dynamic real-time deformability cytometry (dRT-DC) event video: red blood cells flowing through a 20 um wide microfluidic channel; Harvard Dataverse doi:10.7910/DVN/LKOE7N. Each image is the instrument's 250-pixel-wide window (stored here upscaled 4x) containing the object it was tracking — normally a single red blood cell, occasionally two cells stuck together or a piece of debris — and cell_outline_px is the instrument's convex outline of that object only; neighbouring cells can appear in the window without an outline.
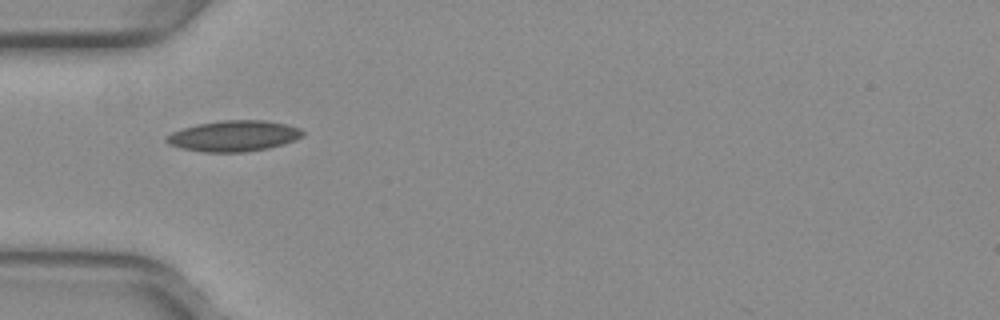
{"species": "common noctule bat (a hibernating species)", "species_latin": "Nyctalus noctula", "temperature_condition": "warm", "stored_images_in_passage": 37, "camera_frame_rate_fps": 3000, "um_per_image_px": 0.085, "animal": {"sex": "female", "body_mass_g": 29.2, "forearm_length_mm": 56.3}, "frame": {"image": 1, "passage_image": 1, "time_ms": 0.0, "image_size_px": [1000, 320], "cell_outline_px": [[304, 136], [268, 148], [244, 152], [204, 152], [180, 148], [168, 144], [164, 140], [164, 136], [172, 132], [196, 124], [220, 120], [264, 120], [288, 124], [300, 128], [304, 132]], "centroid_in_image_um": [19.83, 11.55], "position_along_channel_um": 65.2, "area_um2": 24.57}}
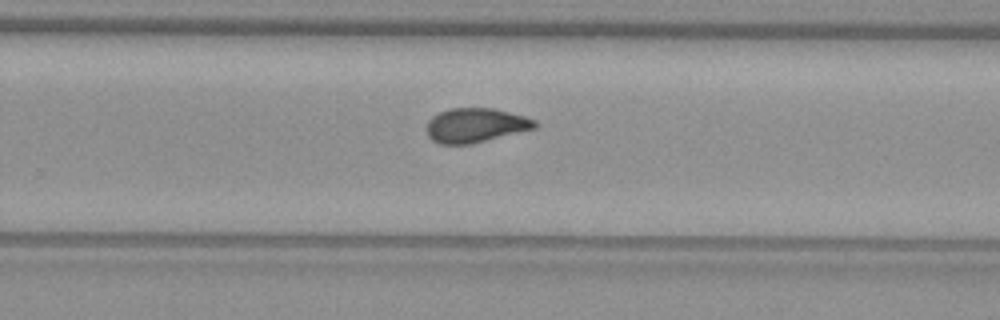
{"frame": {"image": 2, "passage_image": 18, "time_ms": 5.667, "image_size_px": [1000, 320], "cell_outline_px": [[536, 128], [472, 144], [440, 144], [432, 140], [428, 136], [428, 120], [432, 116], [440, 112], [452, 108], [492, 108], [524, 116], [536, 120]], "centroid_in_image_um": [40.42, 10.65], "position_along_channel_um": 289.4, "area_um2": 21.5}}
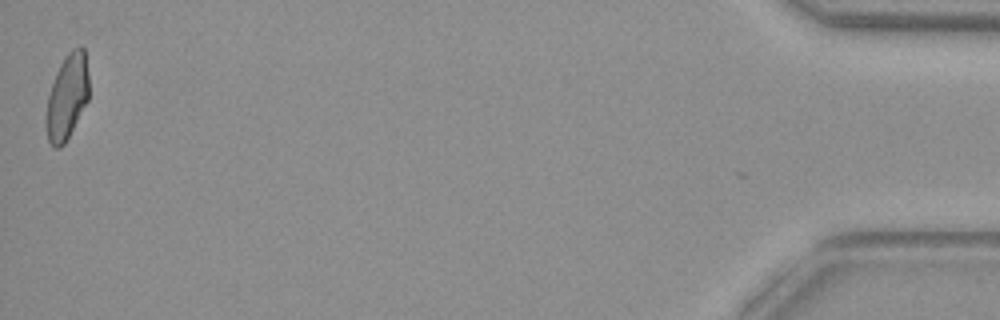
{"frame": {"image": 3, "passage_image": 36, "time_ms": 11.667, "image_size_px": [1000, 320], "cell_outline_px": [[88, 100], [64, 144], [60, 148], [56, 148], [48, 140], [44, 116], [48, 96], [56, 72], [60, 64], [68, 52], [72, 48], [80, 44], [84, 48], [88, 72]], "centroid_in_image_um": [5.69, 8.2], "position_along_channel_um": 429.5, "area_um2": 21.27}, "authors_computed_cell_mechanics": {"area_um2": 21.7906, "velocity_mm_per_s": 3.9795, "shape_relaxation_time_tau1_ms": 7.6758, "shape_relaxation_time_tau2_ms": 1.5349, "deformation_change_tau1": 0.1972, "deformation_change_tau2": 0.0766}}